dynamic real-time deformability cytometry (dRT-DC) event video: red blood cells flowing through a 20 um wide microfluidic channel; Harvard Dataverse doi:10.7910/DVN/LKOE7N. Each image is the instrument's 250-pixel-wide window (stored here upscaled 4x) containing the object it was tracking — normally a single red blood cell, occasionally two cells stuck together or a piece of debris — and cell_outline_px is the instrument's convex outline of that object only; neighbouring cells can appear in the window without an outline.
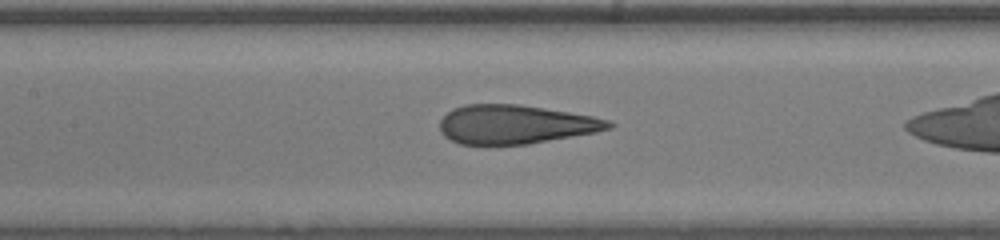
{"species": "human", "species_latin": "Homo sapiens", "temperature_condition": "room temperature", "stored_images_in_passage": 30, "camera_frame_rate_fps": 3000, "um_per_image_px": 0.085, "donor": {"sex": "male"}, "frame": {"image": 1, "passage_image": 13, "time_ms": 4.0, "image_size_px": [1000, 240], "cell_outline_px": [[616, 124], [612, 128], [596, 132], [528, 144], [460, 144], [444, 136], [440, 132], [440, 120], [452, 108], [464, 104], [520, 104], [592, 116], [612, 120]], "centroid_in_image_um": [43.82, 10.57], "position_along_channel_um": 163.6, "area_um2": 38.32}}
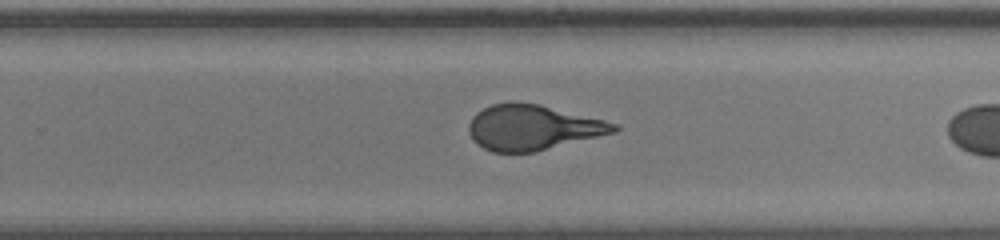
{"frame": {"image": 2, "passage_image": 22, "time_ms": 7.0, "image_size_px": [1000, 240], "cell_outline_px": [[620, 128], [616, 132], [532, 152], [492, 152], [476, 144], [472, 140], [468, 132], [468, 124], [472, 116], [476, 112], [492, 104], [512, 100], [540, 104], [620, 124]], "centroid_in_image_um": [45.24, 10.81], "position_along_channel_um": 284.6, "area_um2": 38.49}}
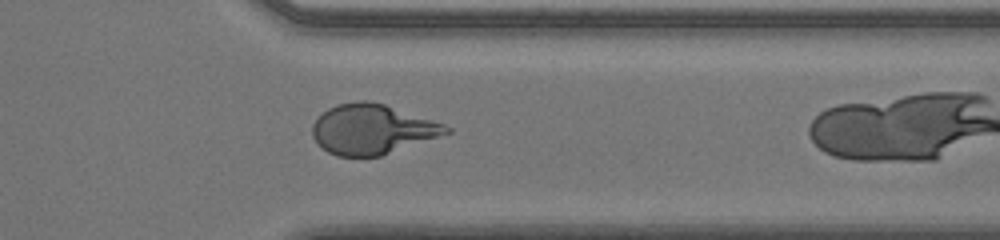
{"frame": {"image": 3, "passage_image": 29, "time_ms": 9.333, "image_size_px": [1000, 240], "cell_outline_px": [[452, 132], [380, 156], [336, 156], [328, 152], [316, 144], [312, 136], [312, 124], [328, 108], [336, 104], [360, 100], [368, 100], [384, 104], [444, 124], [452, 128]], "centroid_in_image_um": [31.6, 10.99], "position_along_channel_um": 379.8, "area_um2": 38.78}}